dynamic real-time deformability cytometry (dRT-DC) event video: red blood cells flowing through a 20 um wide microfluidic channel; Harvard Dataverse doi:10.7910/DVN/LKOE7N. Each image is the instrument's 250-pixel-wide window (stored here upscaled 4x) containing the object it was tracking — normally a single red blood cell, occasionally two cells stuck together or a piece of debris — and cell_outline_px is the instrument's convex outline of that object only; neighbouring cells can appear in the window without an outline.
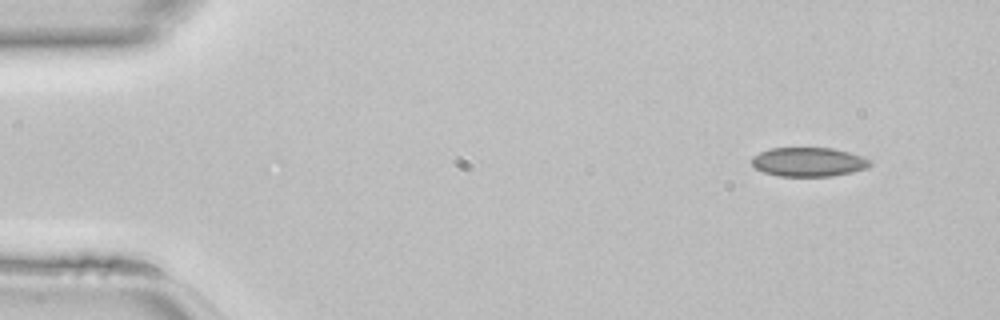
{"species": "common noctule bat (a hibernating species)", "species_latin": "Nyctalus noctula", "temperature_condition": "room temperature", "stored_images_in_passage": 42, "camera_frame_rate_fps": 3000, "um_per_image_px": 0.085, "animal": {"sex": "female", "body_mass_g": 22.7, "forearm_length_mm": 54.2}, "frame": {"image": 1, "passage_image": 1, "time_ms": 0.0, "image_size_px": [1000, 320], "cell_outline_px": [[872, 164], [868, 168], [852, 172], [832, 176], [780, 176], [764, 172], [756, 168], [752, 164], [752, 156], [760, 152], [772, 148], [832, 148], [848, 152], [872, 160]], "centroid_in_image_um": [68.75, 13.77], "position_along_channel_um": 16.3, "area_um2": 20.0}}
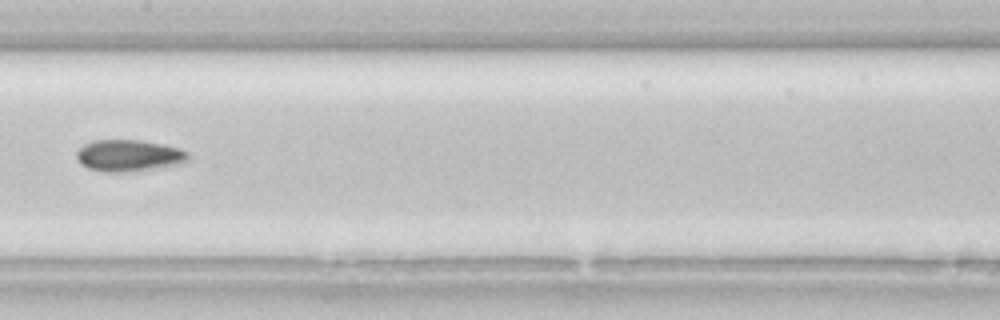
{"frame": {"image": 2, "passage_image": 20, "time_ms": 6.333, "image_size_px": [1000, 320], "cell_outline_px": [[188, 160], [184, 164], [120, 172], [104, 172], [88, 168], [80, 164], [76, 156], [76, 152], [84, 144], [92, 140], [140, 140], [164, 144], [180, 148], [188, 152]], "centroid_in_image_um": [10.95, 13.21], "position_along_channel_um": 196.4, "area_um2": 20.63}}
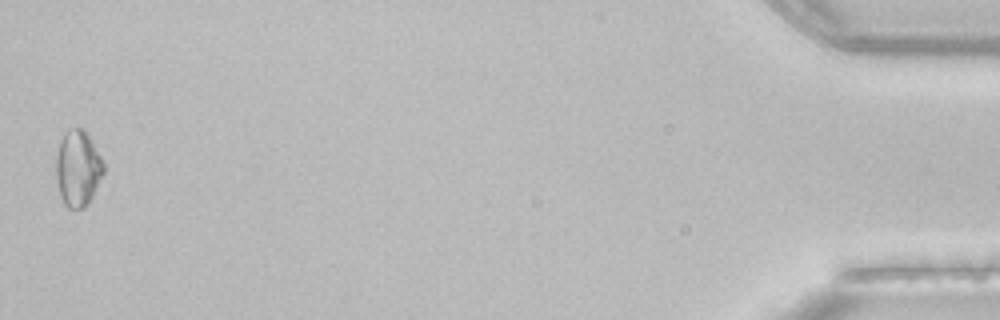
{"frame": {"image": 3, "passage_image": 42, "time_ms": 13.667, "image_size_px": [1000, 320], "cell_outline_px": [[104, 172], [88, 204], [84, 208], [68, 208], [64, 204], [60, 196], [56, 180], [56, 156], [60, 140], [64, 132], [68, 128], [84, 128], [104, 160]], "centroid_in_image_um": [6.61, 14.28], "position_along_channel_um": 428.6, "area_um2": 21.33}}